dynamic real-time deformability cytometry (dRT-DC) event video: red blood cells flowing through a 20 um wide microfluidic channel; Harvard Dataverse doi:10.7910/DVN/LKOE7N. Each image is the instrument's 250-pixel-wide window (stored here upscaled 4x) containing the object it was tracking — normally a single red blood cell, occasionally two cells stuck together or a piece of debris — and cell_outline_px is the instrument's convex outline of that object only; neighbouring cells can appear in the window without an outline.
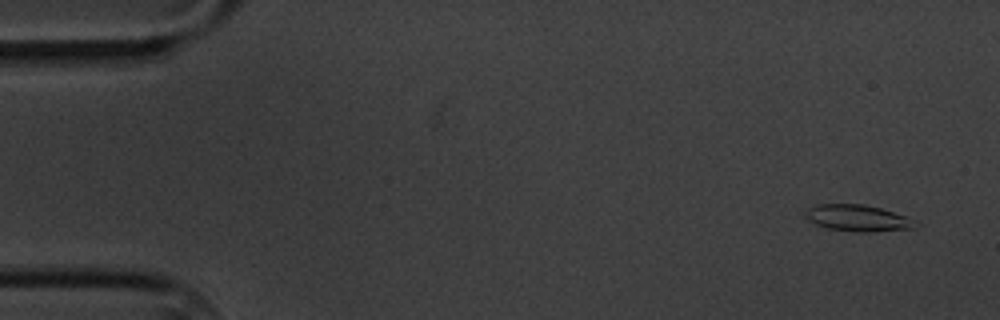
{"species": "common noctule bat (a hibernating species)", "species_latin": "Nyctalus noctula", "temperature_condition": "cold", "stored_images_in_passage": 5, "camera_frame_rate_fps": 3000, "um_per_image_px": 0.085, "animal": {"sex": "male", "body_mass_g": 20.1, "forearm_length_mm": 53.5}, "frame": {"image": 1, "passage_image": 1, "time_ms": 0.0, "image_size_px": [1000, 320], "cell_outline_px": [[920, 224], [916, 228], [868, 232], [856, 232], [828, 228], [816, 224], [808, 220], [804, 212], [808, 208], [820, 204], [864, 204], [880, 208], [904, 216]], "centroid_in_image_um": [72.9, 18.54], "position_along_channel_um": 12.1, "area_um2": 16.82}}
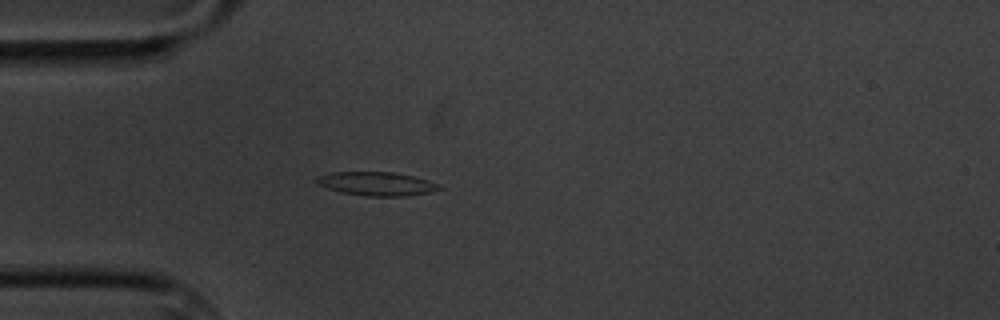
{"frame": {"image": 2, "passage_image": 5, "time_ms": 4.333, "image_size_px": [1000, 320], "cell_outline_px": [[444, 188], [428, 192], [404, 196], [368, 196], [344, 192], [328, 188], [316, 184], [312, 180], [316, 176], [332, 172], [392, 172], [412, 176], [428, 180], [440, 184]], "centroid_in_image_um": [31.98, 15.61], "position_along_channel_um": 53.0, "area_um2": 16.88}}